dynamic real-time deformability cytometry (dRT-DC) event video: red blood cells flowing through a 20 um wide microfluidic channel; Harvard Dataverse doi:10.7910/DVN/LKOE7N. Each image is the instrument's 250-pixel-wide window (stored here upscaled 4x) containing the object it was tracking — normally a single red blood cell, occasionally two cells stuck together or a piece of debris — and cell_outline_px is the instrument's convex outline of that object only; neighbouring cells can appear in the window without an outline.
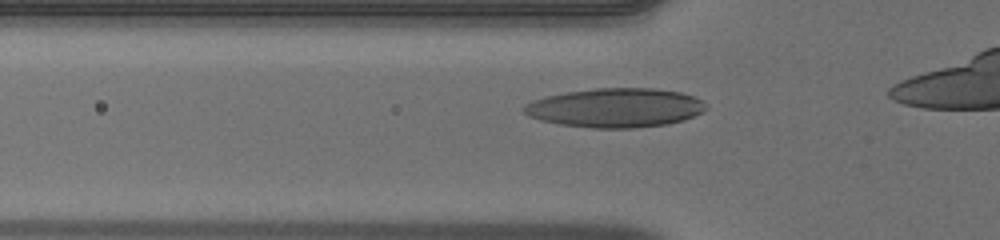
{"species": "human", "species_latin": "Homo sapiens", "temperature_condition": "warm", "stored_images_in_passage": 19, "camera_frame_rate_fps": 3000, "um_per_image_px": 0.085, "donor": {"sex": "male"}, "frame": {"image": 1, "passage_image": 4, "time_ms": 1.0, "image_size_px": [1000, 240], "cell_outline_px": [[708, 108], [684, 120], [668, 124], [632, 128], [592, 128], [560, 124], [540, 120], [528, 116], [520, 108], [524, 104], [532, 100], [548, 96], [568, 92], [596, 88], [656, 88], [680, 92], [692, 96], [700, 100]], "centroid_in_image_um": [52.27, 9.16], "position_along_channel_um": 73.5, "area_um2": 41.44}}
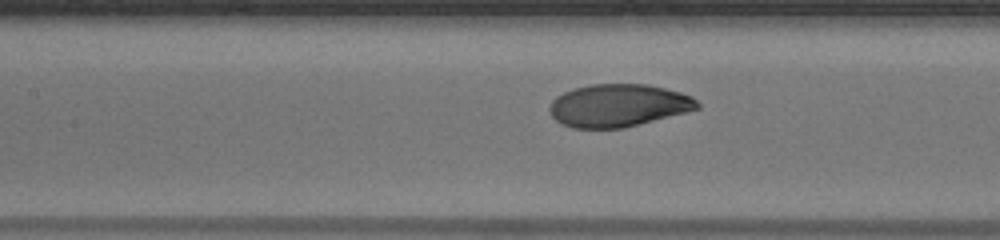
{"frame": {"image": 2, "passage_image": 10, "time_ms": 3.0, "image_size_px": [1000, 240], "cell_outline_px": [[700, 108], [688, 112], [624, 128], [572, 128], [560, 124], [552, 116], [548, 108], [552, 100], [556, 96], [572, 88], [592, 84], [648, 84], [680, 92], [692, 96], [700, 104]], "centroid_in_image_um": [52.55, 8.97], "position_along_channel_um": 154.8, "area_um2": 37.05}}
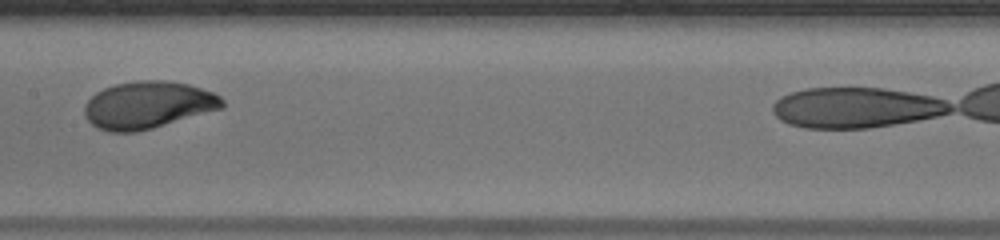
{"frame": {"image": 3, "passage_image": 13, "time_ms": 4.0, "image_size_px": [1000, 240], "cell_outline_px": [[224, 108], [152, 128], [136, 132], [108, 132], [96, 128], [84, 116], [84, 104], [96, 92], [104, 88], [116, 84], [136, 80], [164, 80], [188, 84], [212, 92], [220, 96], [224, 100]], "centroid_in_image_um": [12.56, 8.93], "position_along_channel_um": 194.8, "area_um2": 38.03}}